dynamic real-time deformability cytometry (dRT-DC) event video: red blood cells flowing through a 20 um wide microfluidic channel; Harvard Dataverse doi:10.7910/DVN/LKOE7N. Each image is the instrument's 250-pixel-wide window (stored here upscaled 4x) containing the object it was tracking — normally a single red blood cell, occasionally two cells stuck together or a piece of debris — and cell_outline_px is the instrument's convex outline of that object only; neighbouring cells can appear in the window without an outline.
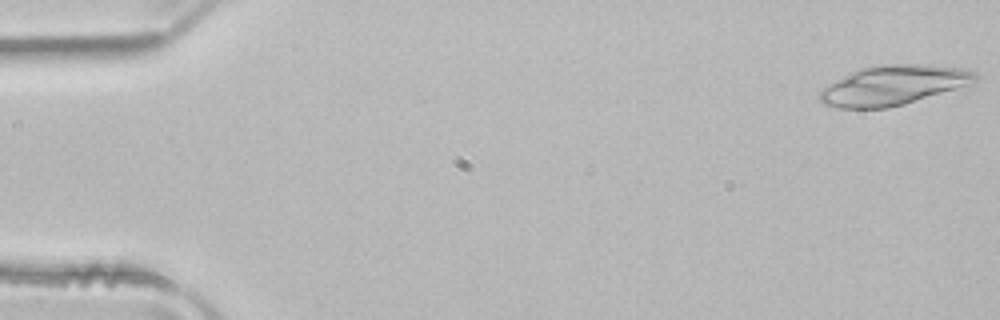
{"species": "common noctule bat (a hibernating species)", "species_latin": "Nyctalus noctula", "temperature_condition": "room temperature", "stored_images_in_passage": 23, "camera_frame_rate_fps": 3000, "um_per_image_px": 0.085, "animal": {"sex": "male", "body_mass_g": 21.5, "forearm_length_mm": 52.0}, "frame": {"image": 1, "passage_image": 1, "time_ms": 0.0, "image_size_px": [1000, 320], "cell_outline_px": [[980, 76], [976, 80], [968, 84], [904, 104], [888, 108], [840, 108], [824, 104], [820, 100], [820, 92], [824, 88], [844, 76], [860, 68], [876, 64], [924, 64], [964, 68], [976, 72]], "centroid_in_image_um": [75.95, 7.23], "position_along_channel_um": 9.1, "area_um2": 35.49}}